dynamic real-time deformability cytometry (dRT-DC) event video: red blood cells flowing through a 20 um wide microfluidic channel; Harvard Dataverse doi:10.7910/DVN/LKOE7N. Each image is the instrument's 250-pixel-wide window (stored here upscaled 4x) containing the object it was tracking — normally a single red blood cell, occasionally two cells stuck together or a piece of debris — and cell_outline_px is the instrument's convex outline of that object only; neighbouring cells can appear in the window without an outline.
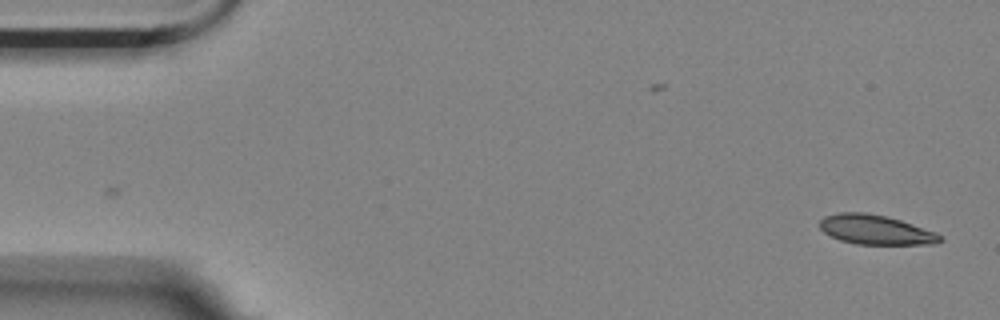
{"species": "Egyptian fruit bat (a non-hibernating species)", "species_latin": "Rousettus aegyptiacus", "temperature_condition": "room temperature", "stored_images_in_passage": 3, "camera_frame_rate_fps": 3000, "um_per_image_px": 0.085, "animal": {"sex": "female"}, "frame": {"image": 1, "passage_image": 3, "time_ms": 0.667, "image_size_px": [1000, 320], "cell_outline_px": [[944, 240], [932, 244], [856, 244], [840, 240], [824, 232], [820, 228], [820, 220], [824, 216], [840, 212], [864, 212], [884, 216], [900, 220], [936, 232], [944, 236]], "centroid_in_image_um": [74.44, 19.53], "position_along_channel_um": 10.6, "area_um2": 20.63}}